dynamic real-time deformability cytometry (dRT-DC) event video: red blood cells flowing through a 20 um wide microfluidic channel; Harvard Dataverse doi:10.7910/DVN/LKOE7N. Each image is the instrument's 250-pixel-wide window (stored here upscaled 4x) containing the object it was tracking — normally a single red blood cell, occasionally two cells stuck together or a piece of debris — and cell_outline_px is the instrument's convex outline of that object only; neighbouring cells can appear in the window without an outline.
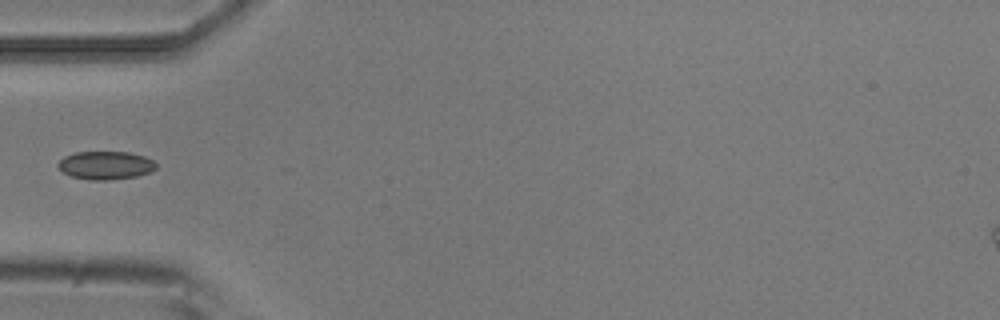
{"species": "common noctule bat (a hibernating species)", "species_latin": "Nyctalus noctula", "temperature_condition": "room temperature", "stored_images_in_passage": 6, "segment_of_instrument_passage": [2, 2], "camera_frame_rate_fps": 3000, "um_per_image_px": 0.085, "animal": {"sex": "male", "body_mass_g": 20.5, "forearm_length_mm": 52.5}, "frame": {"image": 1, "passage_image": 5, "time_ms": 1.333, "image_size_px": [1000, 320], "cell_outline_px": [[156, 168], [148, 172], [136, 176], [112, 180], [88, 180], [72, 176], [64, 172], [56, 164], [64, 156], [76, 152], [128, 152], [144, 156], [152, 160], [156, 164]], "centroid_in_image_um": [8.96, 14.05], "position_along_channel_um": 76.0, "area_um2": 16.01}}